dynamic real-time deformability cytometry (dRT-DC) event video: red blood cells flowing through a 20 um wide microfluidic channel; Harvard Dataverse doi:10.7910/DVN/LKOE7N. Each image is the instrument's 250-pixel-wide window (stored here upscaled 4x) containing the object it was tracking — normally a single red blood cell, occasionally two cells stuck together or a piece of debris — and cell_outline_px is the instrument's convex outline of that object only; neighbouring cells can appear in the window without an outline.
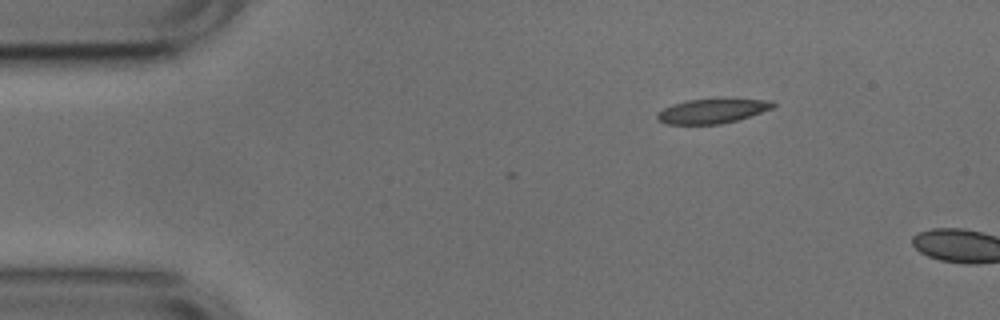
{"species": "common noctule bat (a hibernating species)", "species_latin": "Nyctalus noctula", "temperature_condition": "cold", "stored_images_in_passage": 2, "camera_frame_rate_fps": 3000, "um_per_image_px": 0.085, "animal": {"sex": "male", "body_mass_g": 17.9, "forearm_length_mm": 54.2}, "frame": {"image": 1, "passage_image": 2, "time_ms": 0.333, "image_size_px": [1000, 320], "cell_outline_px": [[776, 104], [772, 108], [736, 120], [720, 124], [664, 124], [656, 120], [656, 112], [672, 104], [688, 100], [772, 100]], "centroid_in_image_um": [60.44, 9.46], "position_along_channel_um": 24.6, "area_um2": 16.13}}